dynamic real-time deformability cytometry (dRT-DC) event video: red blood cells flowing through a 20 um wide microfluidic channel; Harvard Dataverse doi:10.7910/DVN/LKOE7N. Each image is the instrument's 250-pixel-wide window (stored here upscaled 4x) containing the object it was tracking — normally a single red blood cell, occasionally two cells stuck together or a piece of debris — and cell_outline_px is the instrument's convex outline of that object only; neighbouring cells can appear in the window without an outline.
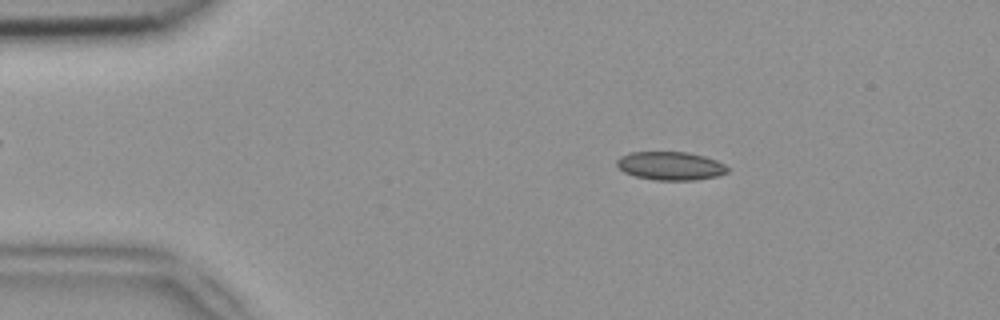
{"species": "common noctule bat (a hibernating species)", "species_latin": "Nyctalus noctula", "temperature_condition": "room temperature", "stored_images_in_passage": 50, "camera_frame_rate_fps": 3000, "um_per_image_px": 0.085, "animal": {"sex": "female", "body_mass_g": 18.4}, "frame": {"image": 1, "passage_image": 8, "time_ms": 2.333, "image_size_px": [1000, 320], "cell_outline_px": [[728, 172], [716, 176], [696, 180], [656, 180], [636, 176], [624, 172], [616, 164], [616, 160], [620, 156], [632, 152], [688, 152], [704, 156], [716, 160], [724, 164], [728, 168]], "centroid_in_image_um": [56.99, 14.09], "position_along_channel_um": 28.0, "area_um2": 18.26}}
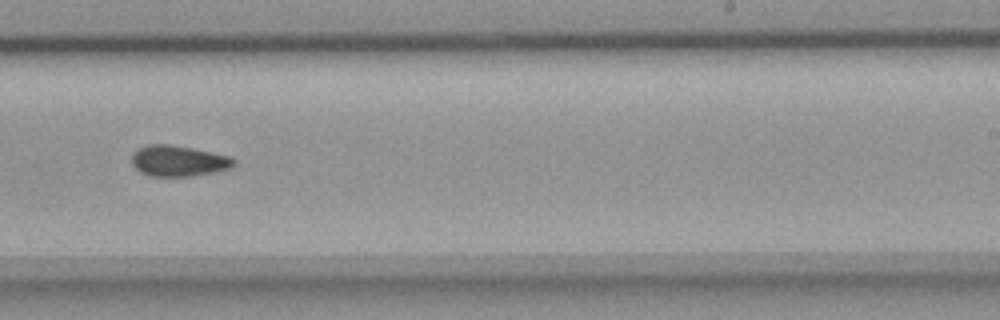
{"frame": {"image": 2, "passage_image": 31, "time_ms": 10.0, "image_size_px": [1000, 320], "cell_outline_px": [[236, 164], [232, 168], [192, 176], [148, 176], [140, 172], [132, 164], [132, 152], [148, 144], [168, 144], [192, 148], [232, 156], [236, 160]], "centroid_in_image_um": [15.19, 13.67], "position_along_channel_um": 273.8, "area_um2": 18.5}}
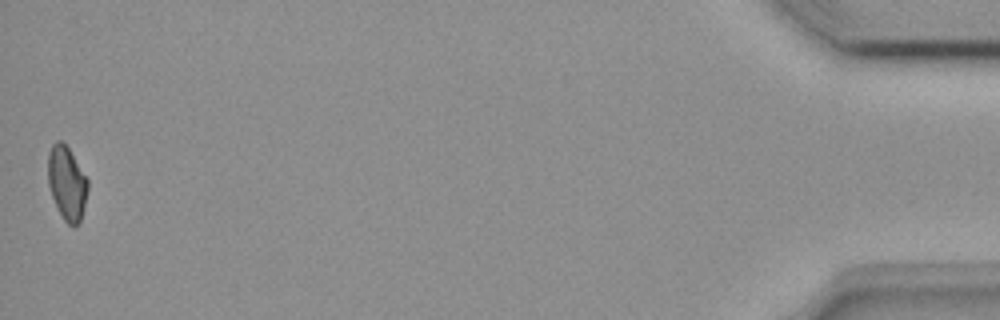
{"frame": {"image": 3, "passage_image": 50, "time_ms": 16.333, "image_size_px": [1000, 320], "cell_outline_px": [[88, 188], [80, 220], [72, 228], [64, 220], [52, 196], [48, 184], [48, 152], [52, 144], [56, 140], [60, 140], [68, 148], [88, 180]], "centroid_in_image_um": [5.67, 15.54], "position_along_channel_um": 429.5, "area_um2": 16.76}, "authors_computed_cell_mechanics": {"area_um2": 18.0625, "velocity_mm_per_s": 3.9564, "shape_relaxation_time_tau1_ms": null, "shape_relaxation_time_tau2_ms": 7.7988, "deformation_change_tau1": null, "deformation_change_tau2": 0.1219}}